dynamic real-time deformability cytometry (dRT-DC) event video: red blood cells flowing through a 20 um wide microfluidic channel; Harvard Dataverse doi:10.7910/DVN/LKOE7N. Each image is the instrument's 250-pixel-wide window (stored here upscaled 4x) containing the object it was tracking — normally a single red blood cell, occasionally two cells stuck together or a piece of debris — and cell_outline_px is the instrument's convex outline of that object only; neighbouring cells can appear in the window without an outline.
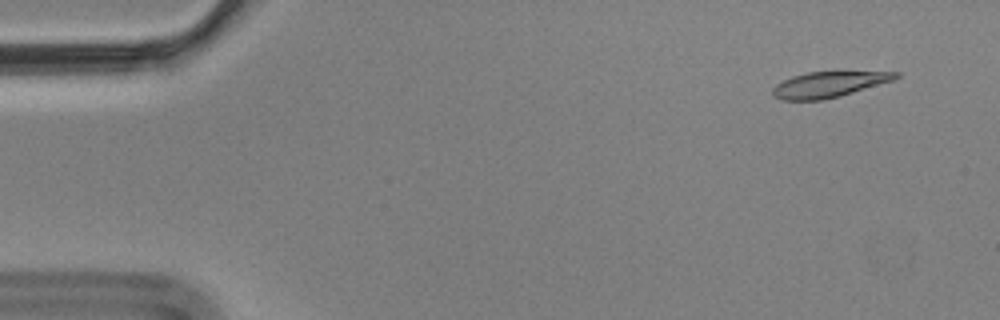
{"species": "Egyptian fruit bat (a non-hibernating species)", "species_latin": "Rousettus aegyptiacus", "temperature_condition": "cold", "stored_images_in_passage": 4, "camera_frame_rate_fps": 3000, "um_per_image_px": 0.085, "animal": {"sex": "male"}, "frame": {"image": 1, "passage_image": 1, "time_ms": 0.0, "image_size_px": [1000, 320], "cell_outline_px": [[900, 76], [892, 80], [840, 96], [824, 100], [780, 100], [772, 96], [772, 88], [776, 84], [792, 76], [808, 72], [900, 72]], "centroid_in_image_um": [70.37, 7.19], "position_along_channel_um": 14.6, "area_um2": 18.21}}
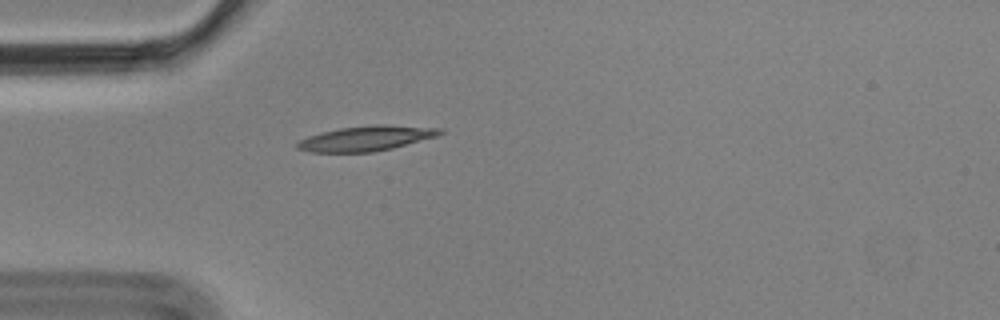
{"frame": {"image": 2, "passage_image": 4, "time_ms": 1.0, "image_size_px": [1000, 320], "cell_outline_px": [[444, 132], [436, 136], [392, 148], [372, 152], [312, 152], [296, 148], [296, 144], [300, 140], [308, 136], [340, 128], [372, 124], [384, 124], [444, 128]], "centroid_in_image_um": [31.15, 11.75], "position_along_channel_um": 53.8, "area_um2": 20.69}}